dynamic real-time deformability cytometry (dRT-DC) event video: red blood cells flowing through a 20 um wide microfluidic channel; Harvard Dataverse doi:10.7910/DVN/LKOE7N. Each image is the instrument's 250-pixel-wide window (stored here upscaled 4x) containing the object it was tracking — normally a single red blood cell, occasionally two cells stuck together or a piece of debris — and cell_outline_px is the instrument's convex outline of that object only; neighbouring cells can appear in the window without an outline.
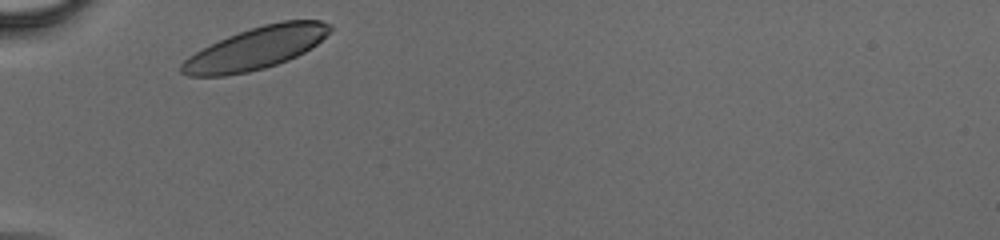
{"species": "human", "species_latin": "Homo sapiens", "temperature_condition": "cold", "stored_images_in_passage": 25, "camera_frame_rate_fps": 3000, "um_per_image_px": 0.085, "donor": {"sex": "male"}, "frame": {"image": 1, "passage_image": 1, "time_ms": 0.0, "image_size_px": [1000, 240], "cell_outline_px": [[332, 28], [316, 44], [304, 52], [288, 60], [264, 68], [248, 72], [224, 76], [188, 76], [180, 72], [180, 64], [188, 56], [228, 36], [264, 24], [284, 20], [320, 20], [332, 24]], "centroid_in_image_um": [21.74, 4.11], "position_along_channel_um": 63.3, "area_um2": 36.01}}
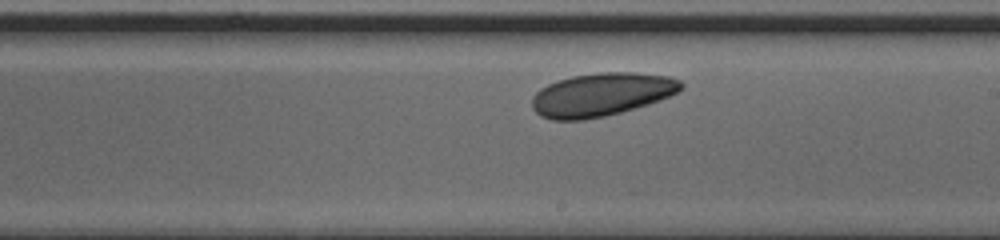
{"frame": {"image": 2, "passage_image": 14, "time_ms": 4.333, "image_size_px": [1000, 240], "cell_outline_px": [[684, 88], [668, 96], [648, 104], [636, 108], [604, 116], [584, 120], [552, 120], [540, 116], [532, 108], [532, 96], [540, 88], [548, 84], [572, 76], [600, 72], [636, 72], [668, 76], [680, 80], [684, 84]], "centroid_in_image_um": [51.11, 8.03], "position_along_channel_um": 237.9, "area_um2": 37.57}}
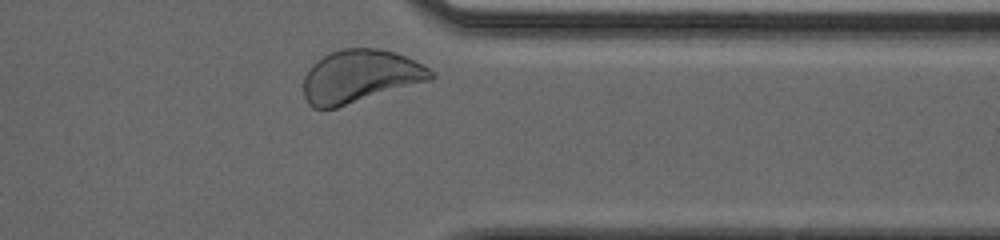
{"frame": {"image": 3, "passage_image": 24, "time_ms": 7.667, "image_size_px": [1000, 240], "cell_outline_px": [[436, 76], [432, 80], [336, 108], [312, 108], [308, 104], [304, 96], [304, 76], [308, 68], [316, 60], [340, 48], [376, 48], [396, 52], [428, 68]], "centroid_in_image_um": [30.58, 6.49], "position_along_channel_um": 380.8, "area_um2": 39.25}}